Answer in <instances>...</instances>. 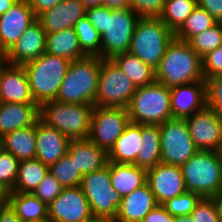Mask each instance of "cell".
Returning <instances> with one entry per match:
<instances>
[{
    "instance_id": "6da1fadb",
    "label": "cell",
    "mask_w": 222,
    "mask_h": 222,
    "mask_svg": "<svg viewBox=\"0 0 222 222\" xmlns=\"http://www.w3.org/2000/svg\"><path fill=\"white\" fill-rule=\"evenodd\" d=\"M86 16L101 35V58L112 59L128 52L139 16L129 7L111 9L104 5L86 9Z\"/></svg>"
},
{
    "instance_id": "7a4b0ae2",
    "label": "cell",
    "mask_w": 222,
    "mask_h": 222,
    "mask_svg": "<svg viewBox=\"0 0 222 222\" xmlns=\"http://www.w3.org/2000/svg\"><path fill=\"white\" fill-rule=\"evenodd\" d=\"M155 81L170 89L180 85L205 82L202 58L187 41L174 37L155 69Z\"/></svg>"
},
{
    "instance_id": "3957f363",
    "label": "cell",
    "mask_w": 222,
    "mask_h": 222,
    "mask_svg": "<svg viewBox=\"0 0 222 222\" xmlns=\"http://www.w3.org/2000/svg\"><path fill=\"white\" fill-rule=\"evenodd\" d=\"M101 66L99 56L71 61L55 100L95 106Z\"/></svg>"
},
{
    "instance_id": "277c9868",
    "label": "cell",
    "mask_w": 222,
    "mask_h": 222,
    "mask_svg": "<svg viewBox=\"0 0 222 222\" xmlns=\"http://www.w3.org/2000/svg\"><path fill=\"white\" fill-rule=\"evenodd\" d=\"M71 61L44 52L38 58L23 64L34 101L55 100Z\"/></svg>"
},
{
    "instance_id": "5b68a950",
    "label": "cell",
    "mask_w": 222,
    "mask_h": 222,
    "mask_svg": "<svg viewBox=\"0 0 222 222\" xmlns=\"http://www.w3.org/2000/svg\"><path fill=\"white\" fill-rule=\"evenodd\" d=\"M187 191L202 198L222 193V155L220 151L198 150L181 166Z\"/></svg>"
},
{
    "instance_id": "8992f818",
    "label": "cell",
    "mask_w": 222,
    "mask_h": 222,
    "mask_svg": "<svg viewBox=\"0 0 222 222\" xmlns=\"http://www.w3.org/2000/svg\"><path fill=\"white\" fill-rule=\"evenodd\" d=\"M127 111L131 123L161 125L173 118L170 88L158 81L138 87L131 98Z\"/></svg>"
},
{
    "instance_id": "52a82bcc",
    "label": "cell",
    "mask_w": 222,
    "mask_h": 222,
    "mask_svg": "<svg viewBox=\"0 0 222 222\" xmlns=\"http://www.w3.org/2000/svg\"><path fill=\"white\" fill-rule=\"evenodd\" d=\"M93 108L94 105L50 100L39 106V118L70 140L87 139L90 135Z\"/></svg>"
},
{
    "instance_id": "ba28073f",
    "label": "cell",
    "mask_w": 222,
    "mask_h": 222,
    "mask_svg": "<svg viewBox=\"0 0 222 222\" xmlns=\"http://www.w3.org/2000/svg\"><path fill=\"white\" fill-rule=\"evenodd\" d=\"M174 37L175 33L160 18H139L129 52L156 69Z\"/></svg>"
},
{
    "instance_id": "9c48e42d",
    "label": "cell",
    "mask_w": 222,
    "mask_h": 222,
    "mask_svg": "<svg viewBox=\"0 0 222 222\" xmlns=\"http://www.w3.org/2000/svg\"><path fill=\"white\" fill-rule=\"evenodd\" d=\"M80 187L89 202L93 217L113 222L122 197L113 189L109 162L100 170L84 174Z\"/></svg>"
},
{
    "instance_id": "30bf717a",
    "label": "cell",
    "mask_w": 222,
    "mask_h": 222,
    "mask_svg": "<svg viewBox=\"0 0 222 222\" xmlns=\"http://www.w3.org/2000/svg\"><path fill=\"white\" fill-rule=\"evenodd\" d=\"M136 89L112 59H102L95 106L127 109Z\"/></svg>"
},
{
    "instance_id": "8fae6325",
    "label": "cell",
    "mask_w": 222,
    "mask_h": 222,
    "mask_svg": "<svg viewBox=\"0 0 222 222\" xmlns=\"http://www.w3.org/2000/svg\"><path fill=\"white\" fill-rule=\"evenodd\" d=\"M161 161L182 166L197 151L184 118H171L159 125Z\"/></svg>"
},
{
    "instance_id": "7c38bea8",
    "label": "cell",
    "mask_w": 222,
    "mask_h": 222,
    "mask_svg": "<svg viewBox=\"0 0 222 222\" xmlns=\"http://www.w3.org/2000/svg\"><path fill=\"white\" fill-rule=\"evenodd\" d=\"M129 123L125 108L94 106L88 139L109 152Z\"/></svg>"
},
{
    "instance_id": "4fadbf2b",
    "label": "cell",
    "mask_w": 222,
    "mask_h": 222,
    "mask_svg": "<svg viewBox=\"0 0 222 222\" xmlns=\"http://www.w3.org/2000/svg\"><path fill=\"white\" fill-rule=\"evenodd\" d=\"M192 141L201 151L222 149V116L207 106L184 118Z\"/></svg>"
},
{
    "instance_id": "5bb4252c",
    "label": "cell",
    "mask_w": 222,
    "mask_h": 222,
    "mask_svg": "<svg viewBox=\"0 0 222 222\" xmlns=\"http://www.w3.org/2000/svg\"><path fill=\"white\" fill-rule=\"evenodd\" d=\"M92 217L89 202L80 186L64 187L48 205L49 222H84Z\"/></svg>"
},
{
    "instance_id": "9a60e30c",
    "label": "cell",
    "mask_w": 222,
    "mask_h": 222,
    "mask_svg": "<svg viewBox=\"0 0 222 222\" xmlns=\"http://www.w3.org/2000/svg\"><path fill=\"white\" fill-rule=\"evenodd\" d=\"M37 17L28 0H18L0 16V56L3 57Z\"/></svg>"
},
{
    "instance_id": "2e32d148",
    "label": "cell",
    "mask_w": 222,
    "mask_h": 222,
    "mask_svg": "<svg viewBox=\"0 0 222 222\" xmlns=\"http://www.w3.org/2000/svg\"><path fill=\"white\" fill-rule=\"evenodd\" d=\"M147 183L158 205L187 191L181 167L163 162L147 169Z\"/></svg>"
},
{
    "instance_id": "e0dca14e",
    "label": "cell",
    "mask_w": 222,
    "mask_h": 222,
    "mask_svg": "<svg viewBox=\"0 0 222 222\" xmlns=\"http://www.w3.org/2000/svg\"><path fill=\"white\" fill-rule=\"evenodd\" d=\"M0 93L4 103H36L22 65L0 61Z\"/></svg>"
},
{
    "instance_id": "ac0fdd59",
    "label": "cell",
    "mask_w": 222,
    "mask_h": 222,
    "mask_svg": "<svg viewBox=\"0 0 222 222\" xmlns=\"http://www.w3.org/2000/svg\"><path fill=\"white\" fill-rule=\"evenodd\" d=\"M46 35L36 19L2 59L9 64L23 65L38 58L46 50Z\"/></svg>"
},
{
    "instance_id": "d6986e66",
    "label": "cell",
    "mask_w": 222,
    "mask_h": 222,
    "mask_svg": "<svg viewBox=\"0 0 222 222\" xmlns=\"http://www.w3.org/2000/svg\"><path fill=\"white\" fill-rule=\"evenodd\" d=\"M70 139L44 123L40 118L36 121V158L46 166H51L68 153Z\"/></svg>"
},
{
    "instance_id": "ffe728a7",
    "label": "cell",
    "mask_w": 222,
    "mask_h": 222,
    "mask_svg": "<svg viewBox=\"0 0 222 222\" xmlns=\"http://www.w3.org/2000/svg\"><path fill=\"white\" fill-rule=\"evenodd\" d=\"M173 118H186L207 106L206 82H195L170 89Z\"/></svg>"
},
{
    "instance_id": "44dd1931",
    "label": "cell",
    "mask_w": 222,
    "mask_h": 222,
    "mask_svg": "<svg viewBox=\"0 0 222 222\" xmlns=\"http://www.w3.org/2000/svg\"><path fill=\"white\" fill-rule=\"evenodd\" d=\"M86 7L79 0H64L37 16L43 30L49 34L66 28H73L76 22L86 16Z\"/></svg>"
},
{
    "instance_id": "7402d4cb",
    "label": "cell",
    "mask_w": 222,
    "mask_h": 222,
    "mask_svg": "<svg viewBox=\"0 0 222 222\" xmlns=\"http://www.w3.org/2000/svg\"><path fill=\"white\" fill-rule=\"evenodd\" d=\"M158 206L148 183L122 197L117 216L113 222H141Z\"/></svg>"
},
{
    "instance_id": "603a6c76",
    "label": "cell",
    "mask_w": 222,
    "mask_h": 222,
    "mask_svg": "<svg viewBox=\"0 0 222 222\" xmlns=\"http://www.w3.org/2000/svg\"><path fill=\"white\" fill-rule=\"evenodd\" d=\"M68 154L83 175L102 169L108 164V152L87 139L71 140Z\"/></svg>"
},
{
    "instance_id": "cb8c5ba5",
    "label": "cell",
    "mask_w": 222,
    "mask_h": 222,
    "mask_svg": "<svg viewBox=\"0 0 222 222\" xmlns=\"http://www.w3.org/2000/svg\"><path fill=\"white\" fill-rule=\"evenodd\" d=\"M38 118L37 103H3L0 107V139L12 131L33 125Z\"/></svg>"
},
{
    "instance_id": "d4e9b609",
    "label": "cell",
    "mask_w": 222,
    "mask_h": 222,
    "mask_svg": "<svg viewBox=\"0 0 222 222\" xmlns=\"http://www.w3.org/2000/svg\"><path fill=\"white\" fill-rule=\"evenodd\" d=\"M113 189L125 197L147 183V169L134 164L109 162Z\"/></svg>"
},
{
    "instance_id": "484cf974",
    "label": "cell",
    "mask_w": 222,
    "mask_h": 222,
    "mask_svg": "<svg viewBox=\"0 0 222 222\" xmlns=\"http://www.w3.org/2000/svg\"><path fill=\"white\" fill-rule=\"evenodd\" d=\"M141 141L142 125L130 122L108 152V161L133 164L142 146Z\"/></svg>"
},
{
    "instance_id": "4316f807",
    "label": "cell",
    "mask_w": 222,
    "mask_h": 222,
    "mask_svg": "<svg viewBox=\"0 0 222 222\" xmlns=\"http://www.w3.org/2000/svg\"><path fill=\"white\" fill-rule=\"evenodd\" d=\"M36 122L17 129L0 139V147L10 152L19 161L36 158Z\"/></svg>"
},
{
    "instance_id": "83f0119b",
    "label": "cell",
    "mask_w": 222,
    "mask_h": 222,
    "mask_svg": "<svg viewBox=\"0 0 222 222\" xmlns=\"http://www.w3.org/2000/svg\"><path fill=\"white\" fill-rule=\"evenodd\" d=\"M45 52L70 61L87 57L80 47L78 36L73 28L47 34Z\"/></svg>"
},
{
    "instance_id": "f1b7e54d",
    "label": "cell",
    "mask_w": 222,
    "mask_h": 222,
    "mask_svg": "<svg viewBox=\"0 0 222 222\" xmlns=\"http://www.w3.org/2000/svg\"><path fill=\"white\" fill-rule=\"evenodd\" d=\"M7 203L23 222H49L48 206L32 193H8Z\"/></svg>"
},
{
    "instance_id": "f546056e",
    "label": "cell",
    "mask_w": 222,
    "mask_h": 222,
    "mask_svg": "<svg viewBox=\"0 0 222 222\" xmlns=\"http://www.w3.org/2000/svg\"><path fill=\"white\" fill-rule=\"evenodd\" d=\"M112 60L133 82L136 88L146 86L155 81V69L129 51L115 55Z\"/></svg>"
},
{
    "instance_id": "4dcf8cb0",
    "label": "cell",
    "mask_w": 222,
    "mask_h": 222,
    "mask_svg": "<svg viewBox=\"0 0 222 222\" xmlns=\"http://www.w3.org/2000/svg\"><path fill=\"white\" fill-rule=\"evenodd\" d=\"M140 151L133 163L138 167L149 169L161 161V139L158 125H142Z\"/></svg>"
},
{
    "instance_id": "1f68e13d",
    "label": "cell",
    "mask_w": 222,
    "mask_h": 222,
    "mask_svg": "<svg viewBox=\"0 0 222 222\" xmlns=\"http://www.w3.org/2000/svg\"><path fill=\"white\" fill-rule=\"evenodd\" d=\"M48 172V166L37 158L20 161L14 190L10 193H32Z\"/></svg>"
},
{
    "instance_id": "d6a6232c",
    "label": "cell",
    "mask_w": 222,
    "mask_h": 222,
    "mask_svg": "<svg viewBox=\"0 0 222 222\" xmlns=\"http://www.w3.org/2000/svg\"><path fill=\"white\" fill-rule=\"evenodd\" d=\"M196 6V0H166L159 18L173 33H176Z\"/></svg>"
},
{
    "instance_id": "836d02e7",
    "label": "cell",
    "mask_w": 222,
    "mask_h": 222,
    "mask_svg": "<svg viewBox=\"0 0 222 222\" xmlns=\"http://www.w3.org/2000/svg\"><path fill=\"white\" fill-rule=\"evenodd\" d=\"M218 22L203 8L196 6L184 24L175 33L177 39L189 41L193 36L210 29Z\"/></svg>"
},
{
    "instance_id": "e575fe53",
    "label": "cell",
    "mask_w": 222,
    "mask_h": 222,
    "mask_svg": "<svg viewBox=\"0 0 222 222\" xmlns=\"http://www.w3.org/2000/svg\"><path fill=\"white\" fill-rule=\"evenodd\" d=\"M82 51L87 56L101 57V35L91 24L87 16L79 19L73 27Z\"/></svg>"
},
{
    "instance_id": "d590c367",
    "label": "cell",
    "mask_w": 222,
    "mask_h": 222,
    "mask_svg": "<svg viewBox=\"0 0 222 222\" xmlns=\"http://www.w3.org/2000/svg\"><path fill=\"white\" fill-rule=\"evenodd\" d=\"M49 172L63 187L81 185L83 174L77 170L75 161L67 153L54 164L48 167Z\"/></svg>"
},
{
    "instance_id": "8d00e7d4",
    "label": "cell",
    "mask_w": 222,
    "mask_h": 222,
    "mask_svg": "<svg viewBox=\"0 0 222 222\" xmlns=\"http://www.w3.org/2000/svg\"><path fill=\"white\" fill-rule=\"evenodd\" d=\"M188 43L201 58L204 57L222 45V22L193 36Z\"/></svg>"
},
{
    "instance_id": "74e56055",
    "label": "cell",
    "mask_w": 222,
    "mask_h": 222,
    "mask_svg": "<svg viewBox=\"0 0 222 222\" xmlns=\"http://www.w3.org/2000/svg\"><path fill=\"white\" fill-rule=\"evenodd\" d=\"M20 161L0 147V186L8 193L14 190Z\"/></svg>"
},
{
    "instance_id": "f35d334b",
    "label": "cell",
    "mask_w": 222,
    "mask_h": 222,
    "mask_svg": "<svg viewBox=\"0 0 222 222\" xmlns=\"http://www.w3.org/2000/svg\"><path fill=\"white\" fill-rule=\"evenodd\" d=\"M201 199L202 197L199 194L186 191L177 197L167 200L162 206L173 217L188 216Z\"/></svg>"
},
{
    "instance_id": "ab89813d",
    "label": "cell",
    "mask_w": 222,
    "mask_h": 222,
    "mask_svg": "<svg viewBox=\"0 0 222 222\" xmlns=\"http://www.w3.org/2000/svg\"><path fill=\"white\" fill-rule=\"evenodd\" d=\"M63 189L64 187L48 172L32 194L48 206L61 194Z\"/></svg>"
},
{
    "instance_id": "60d3db41",
    "label": "cell",
    "mask_w": 222,
    "mask_h": 222,
    "mask_svg": "<svg viewBox=\"0 0 222 222\" xmlns=\"http://www.w3.org/2000/svg\"><path fill=\"white\" fill-rule=\"evenodd\" d=\"M166 0H129V8L140 18H159Z\"/></svg>"
},
{
    "instance_id": "b9f144b4",
    "label": "cell",
    "mask_w": 222,
    "mask_h": 222,
    "mask_svg": "<svg viewBox=\"0 0 222 222\" xmlns=\"http://www.w3.org/2000/svg\"><path fill=\"white\" fill-rule=\"evenodd\" d=\"M207 107L222 116V75L205 80Z\"/></svg>"
},
{
    "instance_id": "7bdbcfd3",
    "label": "cell",
    "mask_w": 222,
    "mask_h": 222,
    "mask_svg": "<svg viewBox=\"0 0 222 222\" xmlns=\"http://www.w3.org/2000/svg\"><path fill=\"white\" fill-rule=\"evenodd\" d=\"M190 217L193 222H220L211 198H202L191 212Z\"/></svg>"
},
{
    "instance_id": "ee69618b",
    "label": "cell",
    "mask_w": 222,
    "mask_h": 222,
    "mask_svg": "<svg viewBox=\"0 0 222 222\" xmlns=\"http://www.w3.org/2000/svg\"><path fill=\"white\" fill-rule=\"evenodd\" d=\"M204 79L222 75V45L202 57Z\"/></svg>"
},
{
    "instance_id": "f6af8a7d",
    "label": "cell",
    "mask_w": 222,
    "mask_h": 222,
    "mask_svg": "<svg viewBox=\"0 0 222 222\" xmlns=\"http://www.w3.org/2000/svg\"><path fill=\"white\" fill-rule=\"evenodd\" d=\"M217 22H222V0H196Z\"/></svg>"
},
{
    "instance_id": "bcb514c9",
    "label": "cell",
    "mask_w": 222,
    "mask_h": 222,
    "mask_svg": "<svg viewBox=\"0 0 222 222\" xmlns=\"http://www.w3.org/2000/svg\"><path fill=\"white\" fill-rule=\"evenodd\" d=\"M174 219L162 205H158L141 222H174Z\"/></svg>"
},
{
    "instance_id": "7dc6e473",
    "label": "cell",
    "mask_w": 222,
    "mask_h": 222,
    "mask_svg": "<svg viewBox=\"0 0 222 222\" xmlns=\"http://www.w3.org/2000/svg\"><path fill=\"white\" fill-rule=\"evenodd\" d=\"M64 0H28L34 15L37 17L46 10H49Z\"/></svg>"
},
{
    "instance_id": "c3c4849f",
    "label": "cell",
    "mask_w": 222,
    "mask_h": 222,
    "mask_svg": "<svg viewBox=\"0 0 222 222\" xmlns=\"http://www.w3.org/2000/svg\"><path fill=\"white\" fill-rule=\"evenodd\" d=\"M0 222H23L11 206L6 203L0 207Z\"/></svg>"
},
{
    "instance_id": "681fc988",
    "label": "cell",
    "mask_w": 222,
    "mask_h": 222,
    "mask_svg": "<svg viewBox=\"0 0 222 222\" xmlns=\"http://www.w3.org/2000/svg\"><path fill=\"white\" fill-rule=\"evenodd\" d=\"M103 5L111 9L127 8L129 0H103Z\"/></svg>"
},
{
    "instance_id": "f907efd6",
    "label": "cell",
    "mask_w": 222,
    "mask_h": 222,
    "mask_svg": "<svg viewBox=\"0 0 222 222\" xmlns=\"http://www.w3.org/2000/svg\"><path fill=\"white\" fill-rule=\"evenodd\" d=\"M211 199L215 204L217 215L220 219V222H222V193L213 196Z\"/></svg>"
},
{
    "instance_id": "816d5d0a",
    "label": "cell",
    "mask_w": 222,
    "mask_h": 222,
    "mask_svg": "<svg viewBox=\"0 0 222 222\" xmlns=\"http://www.w3.org/2000/svg\"><path fill=\"white\" fill-rule=\"evenodd\" d=\"M18 0H0V16L6 13Z\"/></svg>"
},
{
    "instance_id": "f5cc1de1",
    "label": "cell",
    "mask_w": 222,
    "mask_h": 222,
    "mask_svg": "<svg viewBox=\"0 0 222 222\" xmlns=\"http://www.w3.org/2000/svg\"><path fill=\"white\" fill-rule=\"evenodd\" d=\"M86 8L103 5V0H79Z\"/></svg>"
},
{
    "instance_id": "db71d44e",
    "label": "cell",
    "mask_w": 222,
    "mask_h": 222,
    "mask_svg": "<svg viewBox=\"0 0 222 222\" xmlns=\"http://www.w3.org/2000/svg\"><path fill=\"white\" fill-rule=\"evenodd\" d=\"M8 192L0 186V207L7 203Z\"/></svg>"
},
{
    "instance_id": "11a10c76",
    "label": "cell",
    "mask_w": 222,
    "mask_h": 222,
    "mask_svg": "<svg viewBox=\"0 0 222 222\" xmlns=\"http://www.w3.org/2000/svg\"><path fill=\"white\" fill-rule=\"evenodd\" d=\"M174 222H193L190 215L175 217Z\"/></svg>"
},
{
    "instance_id": "9f6ffc18",
    "label": "cell",
    "mask_w": 222,
    "mask_h": 222,
    "mask_svg": "<svg viewBox=\"0 0 222 222\" xmlns=\"http://www.w3.org/2000/svg\"><path fill=\"white\" fill-rule=\"evenodd\" d=\"M84 222H110V221L100 217H92L91 219L86 220Z\"/></svg>"
},
{
    "instance_id": "6f0895ef",
    "label": "cell",
    "mask_w": 222,
    "mask_h": 222,
    "mask_svg": "<svg viewBox=\"0 0 222 222\" xmlns=\"http://www.w3.org/2000/svg\"><path fill=\"white\" fill-rule=\"evenodd\" d=\"M3 103L4 102H3V99H2V96H1V93H0V107L2 106Z\"/></svg>"
}]
</instances>
